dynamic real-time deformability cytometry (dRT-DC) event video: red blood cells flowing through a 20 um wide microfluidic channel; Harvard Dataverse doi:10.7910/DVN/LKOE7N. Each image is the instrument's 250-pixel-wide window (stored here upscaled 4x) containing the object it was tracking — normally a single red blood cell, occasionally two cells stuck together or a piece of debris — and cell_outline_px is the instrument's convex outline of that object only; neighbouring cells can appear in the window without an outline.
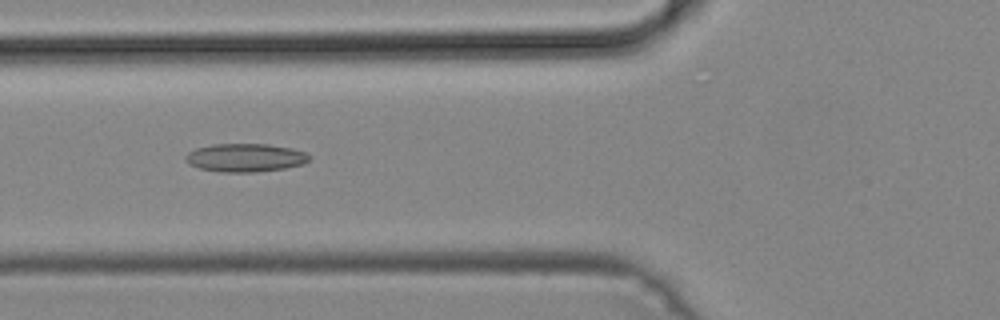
{"species": "common noctule bat (a hibernating species)", "species_latin": "Nyctalus noctula", "temperature_condition": "cold", "stored_images_in_passage": 49, "camera_frame_rate_fps": 3000, "um_per_image_px": 0.085, "animal": {"sex": "male", "body_mass_g": 19.2, "forearm_length_mm": 51.8}, "frame": {"image": 1, "passage_image": 18, "time_ms": 5.667, "image_size_px": [1000, 320], "cell_outline_px": [[312, 156], [304, 164], [284, 168], [256, 172], [220, 172], [200, 168], [188, 164], [184, 160], [184, 156], [188, 152], [196, 148], [212, 144], [268, 144], [292, 148], [308, 152]], "centroid_in_image_um": [20.86, 13.4], "position_along_channel_um": 104.9, "area_um2": 20.63}}
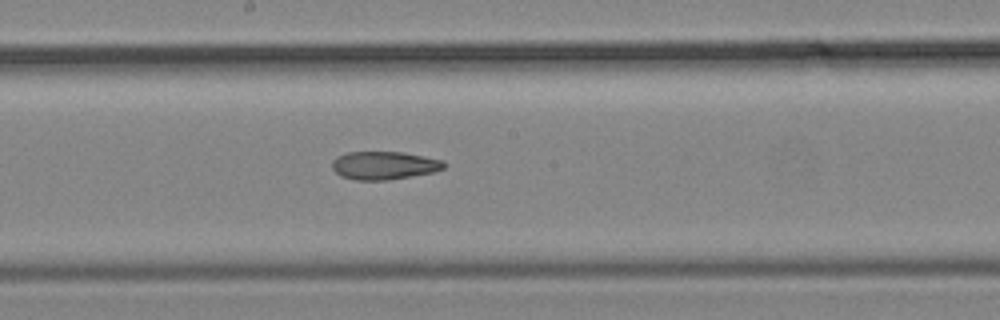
{"frame": {"image": 2, "passage_image": 26, "time_ms": 8.333, "image_size_px": [1000, 320], "cell_outline_px": [[448, 164], [444, 168], [432, 172], [412, 176], [388, 180], [356, 180], [340, 176], [332, 168], [332, 160], [336, 156], [348, 152], [404, 152], [444, 160]], "centroid_in_image_um": [32.66, 14.05], "position_along_channel_um": 215.5, "area_um2": 18.5}}
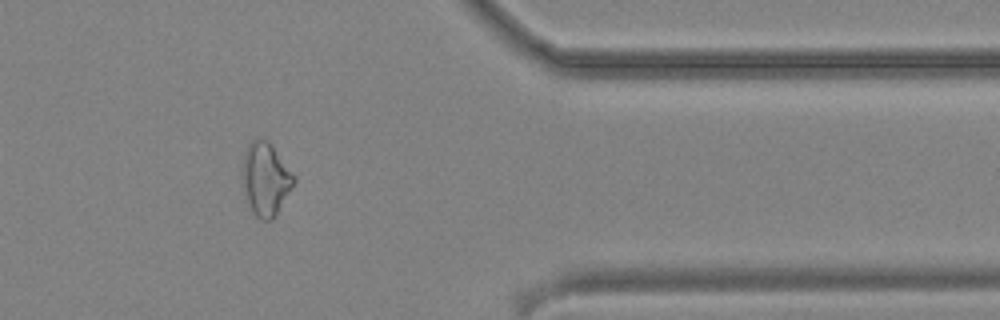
{"frame": {"image": 3, "passage_image": 40, "time_ms": 13.0, "image_size_px": [1000, 320], "cell_outline_px": [[296, 180], [276, 216], [272, 220], [260, 220], [252, 212], [248, 204], [244, 188], [244, 152], [248, 144], [252, 140], [268, 140], [296, 176]], "centroid_in_image_um": [22.61, 15.25], "position_along_channel_um": 388.8, "area_um2": 21.62}}